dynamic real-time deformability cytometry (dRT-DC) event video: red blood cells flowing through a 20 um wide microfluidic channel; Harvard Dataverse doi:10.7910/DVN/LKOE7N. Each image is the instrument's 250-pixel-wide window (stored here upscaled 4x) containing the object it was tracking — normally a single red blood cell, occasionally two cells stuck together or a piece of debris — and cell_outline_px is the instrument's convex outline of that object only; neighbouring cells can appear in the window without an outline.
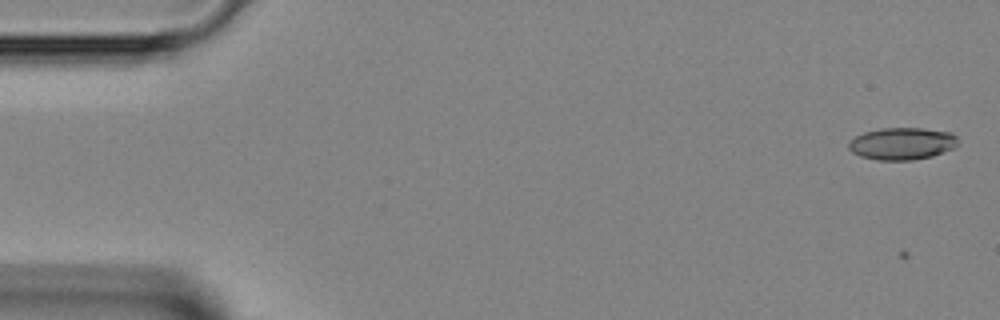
{"species": "Egyptian fruit bat (a non-hibernating species)", "species_latin": "Rousettus aegyptiacus", "temperature_condition": "room temperature", "stored_images_in_passage": 45, "camera_frame_rate_fps": 3000, "um_per_image_px": 0.085, "animal": {"sex": "female"}, "frame": {"image": 1, "passage_image": 1, "time_ms": 0.0, "image_size_px": [1000, 320], "cell_outline_px": [[960, 144], [952, 148], [932, 156], [912, 160], [876, 160], [860, 156], [852, 152], [848, 148], [848, 144], [856, 136], [864, 132], [880, 128], [924, 128], [948, 132], [956, 136]], "centroid_in_image_um": [76.67, 12.21], "position_along_channel_um": 8.3, "area_um2": 20.46}}
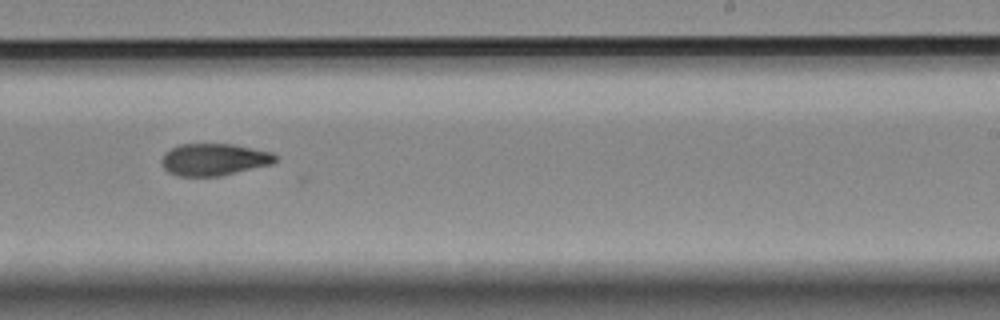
{"frame": {"image": 2, "passage_image": 27, "time_ms": 8.667, "image_size_px": [1000, 320], "cell_outline_px": [[276, 160], [272, 164], [220, 176], [176, 176], [168, 172], [164, 168], [160, 160], [164, 152], [180, 144], [232, 144], [272, 152], [276, 156]], "centroid_in_image_um": [18.16, 13.56], "position_along_channel_um": 270.8, "area_um2": 21.27}}
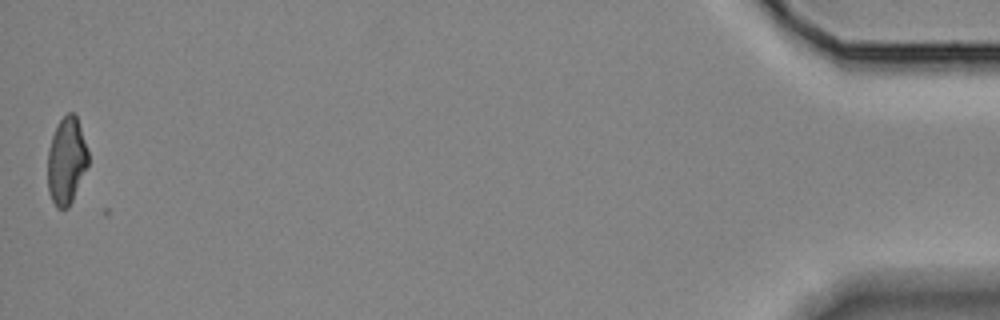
{"frame": {"image": 3, "passage_image": 44, "time_ms": 14.333, "image_size_px": [1000, 320], "cell_outline_px": [[88, 164], [72, 200], [68, 208], [56, 208], [48, 192], [48, 148], [52, 136], [60, 120], [68, 112], [76, 112], [88, 152]], "centroid_in_image_um": [5.64, 13.65], "position_along_channel_um": 429.6, "area_um2": 20.4}}